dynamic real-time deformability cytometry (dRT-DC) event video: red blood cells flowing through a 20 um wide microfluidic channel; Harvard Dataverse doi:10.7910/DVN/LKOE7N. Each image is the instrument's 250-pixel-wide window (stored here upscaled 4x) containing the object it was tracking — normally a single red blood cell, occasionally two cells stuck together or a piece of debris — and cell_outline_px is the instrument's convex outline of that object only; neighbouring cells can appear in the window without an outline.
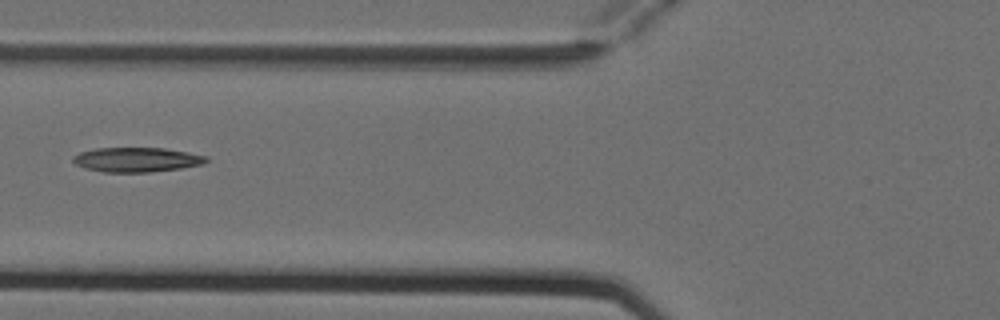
{"species": "Egyptian fruit bat (a non-hibernating species)", "species_latin": "Rousettus aegyptiacus", "temperature_condition": "cold", "stored_images_in_passage": 2, "camera_frame_rate_fps": 3000, "um_per_image_px": 0.085, "animal": {"sex": "female"}, "frame": {"image": 1, "passage_image": 2, "time_ms": 0.333, "image_size_px": [1000, 320], "cell_outline_px": [[208, 160], [204, 164], [180, 168], [148, 172], [104, 172], [84, 168], [76, 164], [72, 160], [72, 156], [80, 152], [96, 148], [164, 148], [188, 152], [208, 156]], "centroid_in_image_um": [11.61, 13.57], "position_along_channel_um": 114.2, "area_um2": 19.07}}